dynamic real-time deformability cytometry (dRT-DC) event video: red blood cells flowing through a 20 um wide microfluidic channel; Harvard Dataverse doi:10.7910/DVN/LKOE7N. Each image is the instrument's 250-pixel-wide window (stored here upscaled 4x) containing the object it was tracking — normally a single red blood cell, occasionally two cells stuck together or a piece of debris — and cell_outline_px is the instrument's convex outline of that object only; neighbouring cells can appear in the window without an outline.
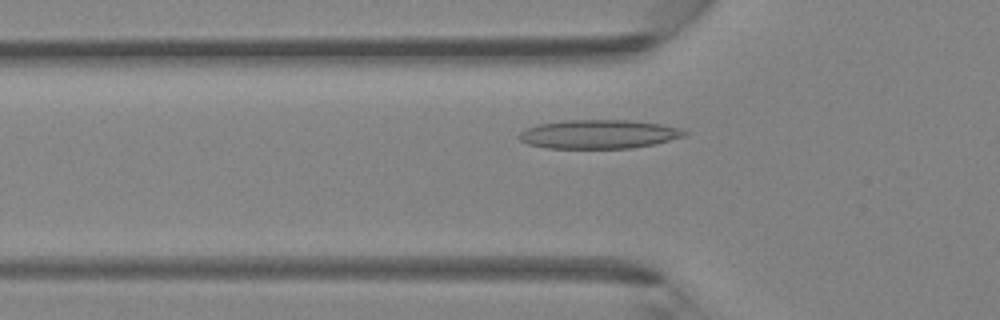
{"species": "Egyptian fruit bat (a non-hibernating species)", "species_latin": "Rousettus aegyptiacus", "temperature_condition": "room temperature", "stored_images_in_passage": 37, "camera_frame_rate_fps": 3000, "um_per_image_px": 0.085, "animal": {"sex": "female"}, "frame": {"image": 1, "passage_image": 8, "time_ms": 2.333, "image_size_px": [1000, 320], "cell_outline_px": [[688, 132], [684, 136], [656, 144], [632, 148], [548, 148], [528, 144], [520, 140], [520, 132], [536, 124], [564, 120], [628, 120], [660, 124], [684, 128]], "centroid_in_image_um": [50.94, 11.4], "position_along_channel_um": 74.9, "area_um2": 27.86}}
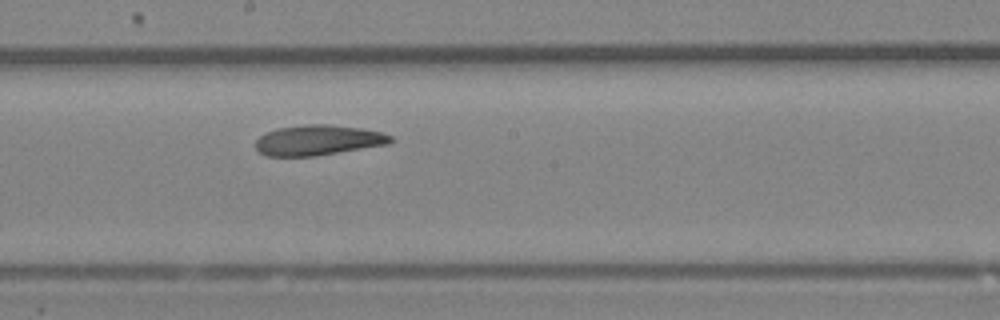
{"frame": {"image": 2, "passage_image": 18, "time_ms": 5.667, "image_size_px": [1000, 320], "cell_outline_px": [[396, 140], [388, 144], [316, 156], [264, 156], [256, 148], [256, 140], [260, 136], [276, 128], [304, 124], [328, 124], [360, 128], [380, 132], [392, 136]], "centroid_in_image_um": [27.04, 11.91], "position_along_channel_um": 221.2, "area_um2": 23.87}}
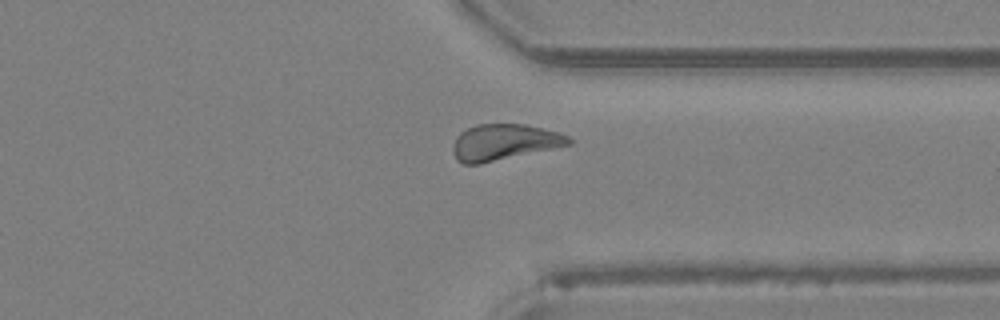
{"frame": {"image": 3, "passage_image": 28, "time_ms": 9.0, "image_size_px": [1000, 320], "cell_outline_px": [[572, 144], [480, 164], [464, 164], [456, 160], [452, 152], [452, 148], [456, 136], [460, 132], [476, 124], [524, 124], [560, 132], [568, 136], [572, 140]], "centroid_in_image_um": [42.83, 12.08], "position_along_channel_um": 368.6, "area_um2": 24.39}}